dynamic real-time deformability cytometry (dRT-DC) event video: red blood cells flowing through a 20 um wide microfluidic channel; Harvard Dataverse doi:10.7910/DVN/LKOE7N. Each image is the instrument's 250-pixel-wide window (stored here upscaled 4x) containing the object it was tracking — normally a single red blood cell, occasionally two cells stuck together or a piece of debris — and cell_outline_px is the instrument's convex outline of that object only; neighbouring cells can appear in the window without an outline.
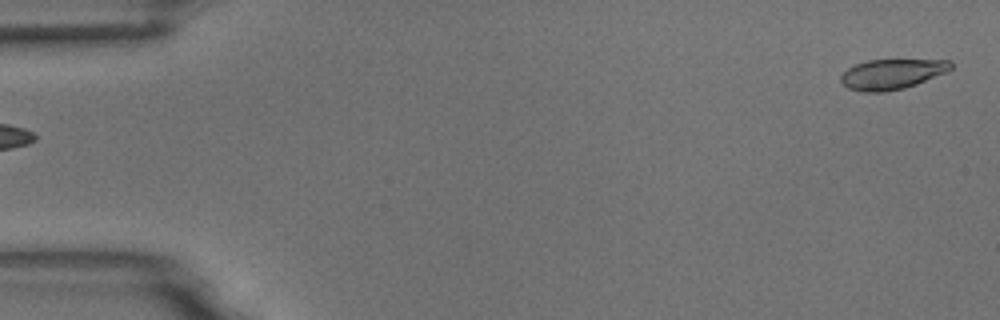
{"species": "common noctule bat (a hibernating species)", "species_latin": "Nyctalus noctula", "temperature_condition": "room temperature", "stored_images_in_passage": 6, "segment_of_instrument_passage": [2, 2], "camera_frame_rate_fps": 3000, "um_per_image_px": 0.085, "animal": {"sex": "male", "body_mass_g": 18.8}, "frame": {"image": 1, "passage_image": 6, "time_ms": 1.667, "image_size_px": [1000, 320], "cell_outline_px": [[952, 68], [944, 72], [916, 84], [904, 88], [884, 92], [864, 92], [848, 88], [840, 80], [840, 76], [848, 68], [856, 64], [868, 60], [952, 60]], "centroid_in_image_um": [75.79, 6.3], "position_along_channel_um": 9.2, "area_um2": 19.07}}